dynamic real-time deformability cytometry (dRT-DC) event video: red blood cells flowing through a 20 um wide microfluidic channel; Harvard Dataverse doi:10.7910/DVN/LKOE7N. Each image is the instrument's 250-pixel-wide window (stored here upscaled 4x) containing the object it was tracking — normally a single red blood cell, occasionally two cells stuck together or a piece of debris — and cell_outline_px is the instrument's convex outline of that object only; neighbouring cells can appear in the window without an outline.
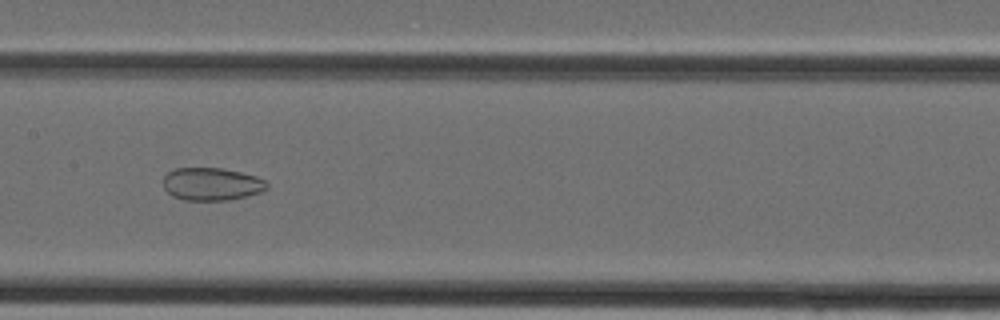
{"species": "Egyptian fruit bat (a non-hibernating species)", "species_latin": "Rousettus aegyptiacus", "temperature_condition": "cold", "stored_images_in_passage": 35, "camera_frame_rate_fps": 3000, "um_per_image_px": 0.085, "animal": {"sex": "female"}, "frame": {"image": 1, "passage_image": 16, "time_ms": 5.0, "image_size_px": [1000, 320], "cell_outline_px": [[268, 188], [260, 192], [248, 196], [228, 200], [184, 200], [172, 196], [164, 188], [164, 176], [168, 172], [176, 168], [224, 168], [256, 176], [264, 180], [268, 184]], "centroid_in_image_um": [18.0, 15.64], "position_along_channel_um": 189.4, "area_um2": 19.83}}
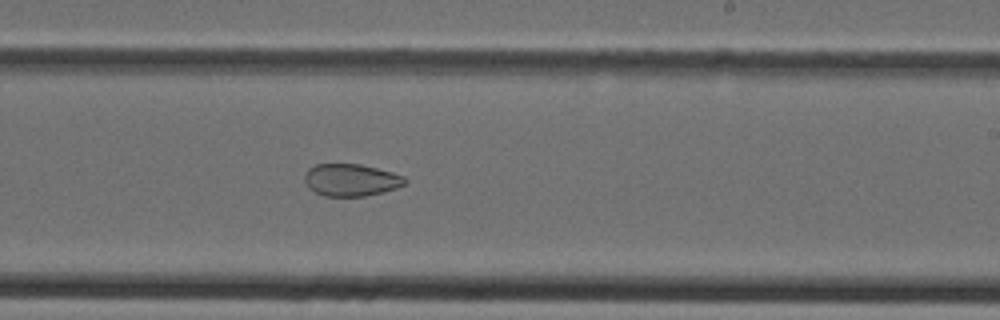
{"frame": {"image": 2, "passage_image": 20, "time_ms": 6.333, "image_size_px": [1000, 320], "cell_outline_px": [[408, 180], [404, 184], [396, 188], [364, 196], [324, 196], [308, 188], [304, 180], [304, 176], [308, 168], [316, 164], [360, 164], [392, 172], [404, 176]], "centroid_in_image_um": [29.81, 15.29], "position_along_channel_um": 259.2, "area_um2": 18.79}}
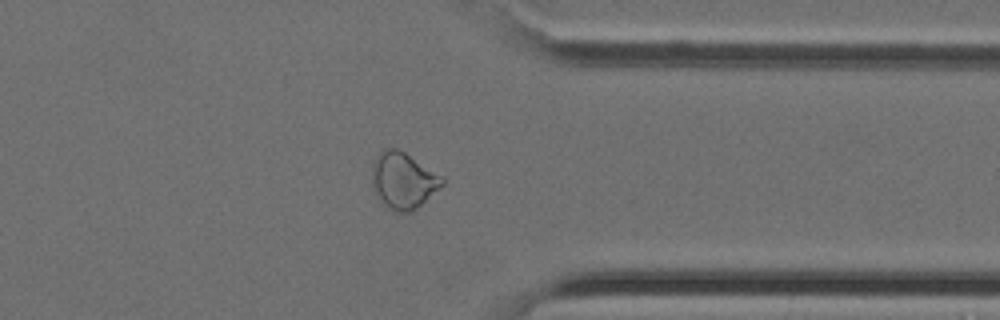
{"frame": {"image": 3, "passage_image": 27, "time_ms": 8.667, "image_size_px": [1000, 320], "cell_outline_px": [[444, 184], [412, 212], [392, 212], [380, 204], [376, 196], [372, 184], [372, 164], [376, 156], [384, 148], [396, 148], [404, 152], [444, 176]], "centroid_in_image_um": [34.25, 15.36], "position_along_channel_um": 377.2, "area_um2": 23.41}}